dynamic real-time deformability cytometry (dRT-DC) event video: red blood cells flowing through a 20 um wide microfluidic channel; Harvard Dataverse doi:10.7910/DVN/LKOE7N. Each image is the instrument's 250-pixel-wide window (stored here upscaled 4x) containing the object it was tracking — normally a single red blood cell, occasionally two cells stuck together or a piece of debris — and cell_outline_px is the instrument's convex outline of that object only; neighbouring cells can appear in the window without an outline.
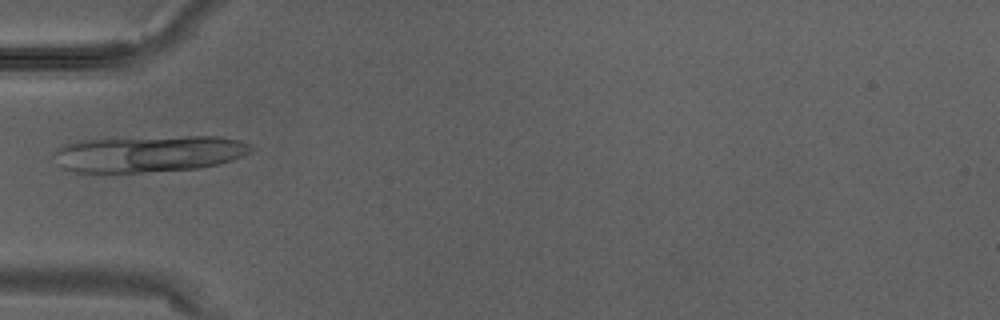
{"species": "Egyptian fruit bat (a non-hibernating species)", "species_latin": "Rousettus aegyptiacus", "temperature_condition": "warm", "stored_images_in_passage": 3, "camera_frame_rate_fps": 3000, "um_per_image_px": 0.085, "animal": {"sex": "male"}, "frame": {"image": 1, "passage_image": 3, "time_ms": 0.667, "image_size_px": [1000, 320], "cell_outline_px": [[252, 148], [248, 152], [232, 160], [220, 164], [200, 168], [144, 172], [72, 172], [60, 168], [56, 164], [52, 156], [64, 144], [80, 140], [184, 136], [220, 136], [240, 140], [252, 144]], "centroid_in_image_um": [12.63, 13.07], "position_along_channel_um": 72.4, "area_um2": 42.08}}